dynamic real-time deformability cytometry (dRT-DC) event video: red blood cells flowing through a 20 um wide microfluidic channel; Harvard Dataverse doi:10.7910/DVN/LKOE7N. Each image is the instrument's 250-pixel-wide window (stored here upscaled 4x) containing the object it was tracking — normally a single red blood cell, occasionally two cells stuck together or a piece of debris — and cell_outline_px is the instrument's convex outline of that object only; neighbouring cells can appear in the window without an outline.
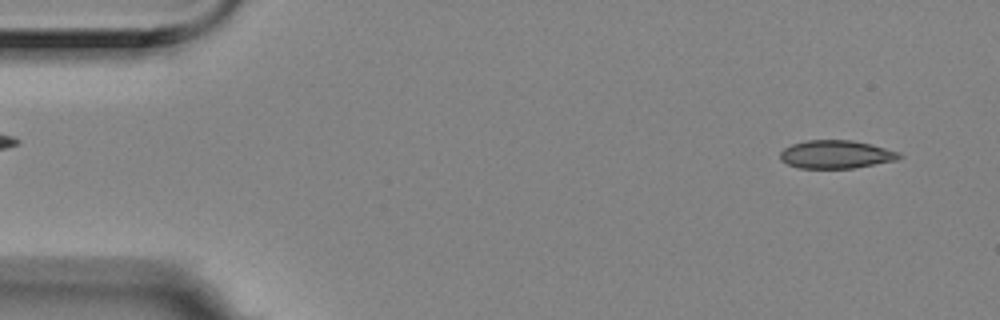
{"species": "Egyptian fruit bat (a non-hibernating species)", "species_latin": "Rousettus aegyptiacus", "temperature_condition": "room temperature", "stored_images_in_passage": 6, "segment_of_instrument_passage": [2, 2], "camera_frame_rate_fps": 3000, "um_per_image_px": 0.085, "animal": {"sex": "female"}, "frame": {"image": 1, "passage_image": 6, "time_ms": 1.667, "image_size_px": [1000, 320], "cell_outline_px": [[904, 156], [896, 160], [852, 168], [800, 168], [788, 164], [780, 160], [780, 152], [784, 148], [792, 144], [808, 140], [852, 140], [872, 144], [900, 152]], "centroid_in_image_um": [71.07, 13.12], "position_along_channel_um": 13.9, "area_um2": 19.54}}